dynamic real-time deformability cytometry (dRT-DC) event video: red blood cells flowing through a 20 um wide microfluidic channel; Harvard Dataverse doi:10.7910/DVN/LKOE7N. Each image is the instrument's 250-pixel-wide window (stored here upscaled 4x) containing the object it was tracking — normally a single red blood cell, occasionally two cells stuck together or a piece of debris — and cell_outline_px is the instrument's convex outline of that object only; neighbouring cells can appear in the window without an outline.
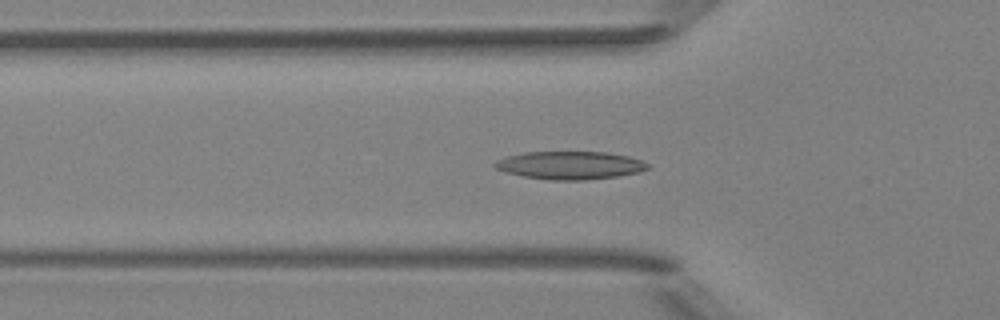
{"species": "Egyptian fruit bat (a non-hibernating species)", "species_latin": "Rousettus aegyptiacus", "temperature_condition": "room temperature", "stored_images_in_passage": 46, "segment_of_instrument_passage": [1, 2], "camera_frame_rate_fps": 3000, "um_per_image_px": 0.085, "animal": {"sex": "female"}, "frame": {"image": 1, "passage_image": 11, "time_ms": 3.333, "image_size_px": [1000, 320], "cell_outline_px": [[648, 168], [640, 172], [616, 176], [584, 180], [548, 180], [524, 176], [508, 172], [496, 168], [492, 164], [496, 160], [508, 156], [524, 152], [608, 152], [628, 156], [640, 160], [648, 164]], "centroid_in_image_um": [48.45, 14.04], "position_along_channel_um": 77.4, "area_um2": 24.74}}
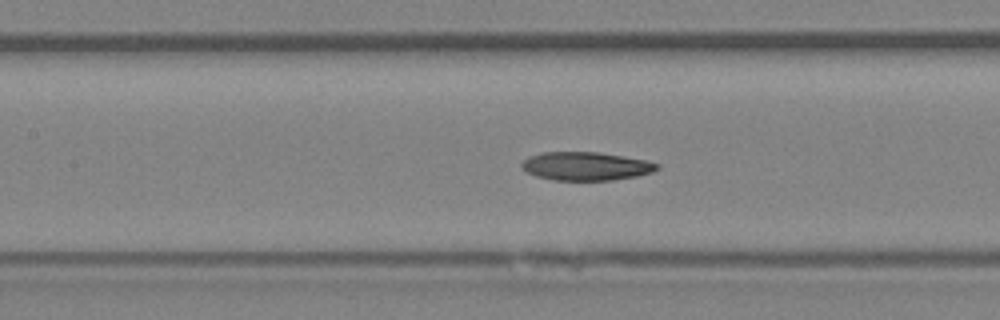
{"frame": {"image": 2, "passage_image": 17, "time_ms": 5.333, "image_size_px": [1000, 320], "cell_outline_px": [[660, 168], [652, 172], [636, 176], [612, 180], [552, 180], [536, 176], [528, 172], [520, 164], [528, 156], [540, 152], [600, 152], [648, 160], [660, 164]], "centroid_in_image_um": [49.83, 14.11], "position_along_channel_um": 157.6, "area_um2": 22.54}}
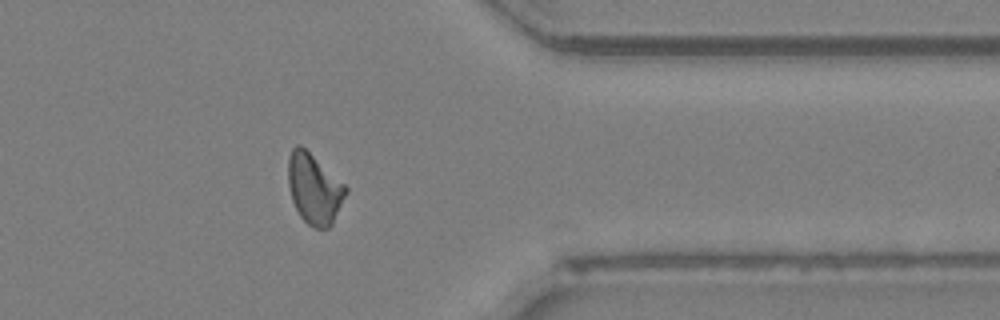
{"frame": {"image": 3, "passage_image": 35, "time_ms": 11.333, "image_size_px": [1000, 320], "cell_outline_px": [[348, 192], [332, 224], [328, 228], [316, 228], [308, 224], [300, 216], [292, 200], [288, 184], [288, 156], [292, 148], [296, 144], [300, 144], [344, 184], [348, 188]], "centroid_in_image_um": [26.7, 16.04], "position_along_channel_um": 384.7, "area_um2": 23.41}}